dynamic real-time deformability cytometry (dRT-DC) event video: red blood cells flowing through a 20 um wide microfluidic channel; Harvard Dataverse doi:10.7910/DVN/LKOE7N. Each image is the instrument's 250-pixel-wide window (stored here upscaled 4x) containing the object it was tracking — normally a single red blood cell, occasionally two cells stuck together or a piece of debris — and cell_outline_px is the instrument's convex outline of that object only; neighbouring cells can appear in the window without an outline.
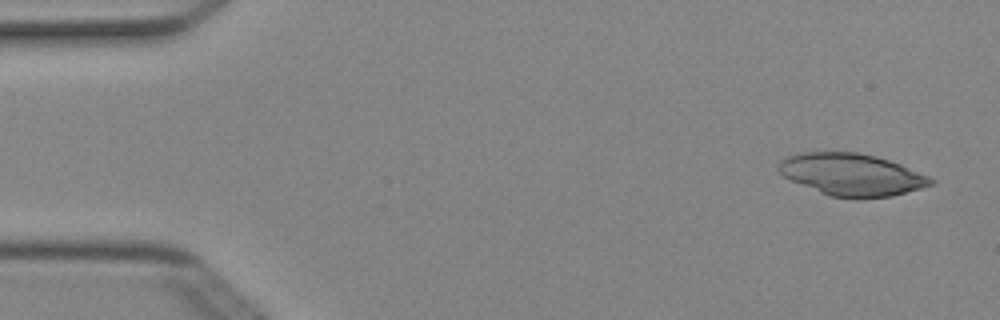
{"species": "Egyptian fruit bat (a non-hibernating species)", "species_latin": "Rousettus aegyptiacus", "temperature_condition": "cold", "stored_images_in_passage": 4, "camera_frame_rate_fps": 3000, "um_per_image_px": 0.085, "animal": {"sex": "female"}, "frame": {"image": 1, "passage_image": 1, "time_ms": 0.0, "image_size_px": [1000, 320], "cell_outline_px": [[936, 180], [932, 184], [920, 188], [892, 196], [856, 200], [828, 196], [792, 180], [784, 176], [776, 168], [780, 160], [788, 156], [800, 152], [856, 152], [876, 156], [900, 164], [928, 176]], "centroid_in_image_um": [72.38, 14.86], "position_along_channel_um": 12.6, "area_um2": 37.51}}